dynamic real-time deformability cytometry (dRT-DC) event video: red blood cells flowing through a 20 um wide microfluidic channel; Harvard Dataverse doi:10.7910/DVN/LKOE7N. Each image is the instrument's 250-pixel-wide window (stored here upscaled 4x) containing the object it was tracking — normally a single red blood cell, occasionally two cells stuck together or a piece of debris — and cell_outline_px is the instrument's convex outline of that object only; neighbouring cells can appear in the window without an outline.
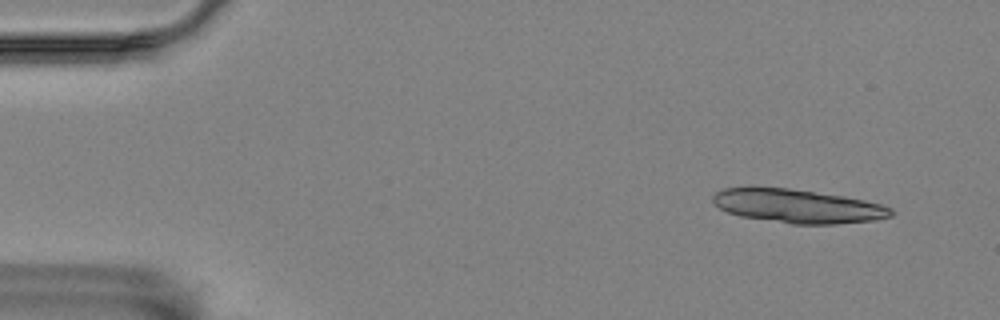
{"species": "Egyptian fruit bat (a non-hibernating species)", "species_latin": "Rousettus aegyptiacus", "temperature_condition": "room temperature", "stored_images_in_passage": 13, "camera_frame_rate_fps": 3000, "um_per_image_px": 0.085, "animal": {"sex": "female"}, "frame": {"image": 1, "passage_image": 1, "time_ms": 0.0, "image_size_px": [1000, 320], "cell_outline_px": [[896, 212], [892, 216], [876, 220], [836, 224], [792, 224], [740, 216], [728, 212], [720, 208], [712, 200], [712, 196], [716, 192], [724, 188], [752, 184], [788, 188], [844, 196], [864, 200], [880, 204], [892, 208]], "centroid_in_image_um": [67.76, 17.49], "position_along_channel_um": 17.2, "area_um2": 35.72}}
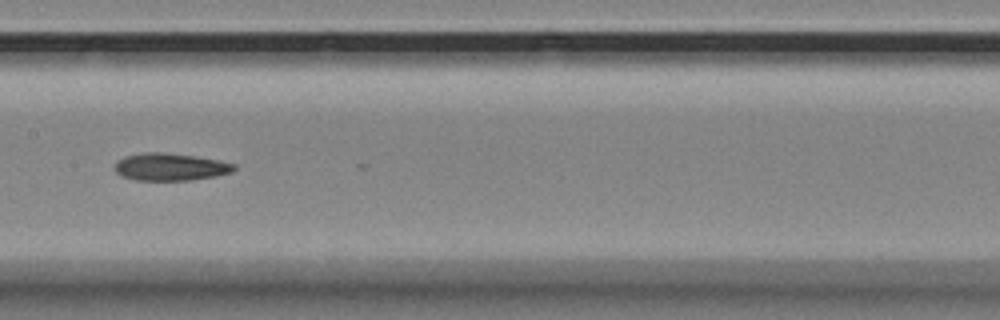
{"frame": {"image": 2, "passage_image": 7, "time_ms": 2.0, "image_size_px": [1000, 320], "cell_outline_px": [[236, 168], [232, 172], [216, 176], [192, 180], [136, 180], [124, 176], [116, 172], [116, 160], [124, 156], [148, 152], [160, 152], [192, 156], [216, 160], [236, 164]], "centroid_in_image_um": [14.48, 14.19], "position_along_channel_um": 192.9, "area_um2": 18.79}}
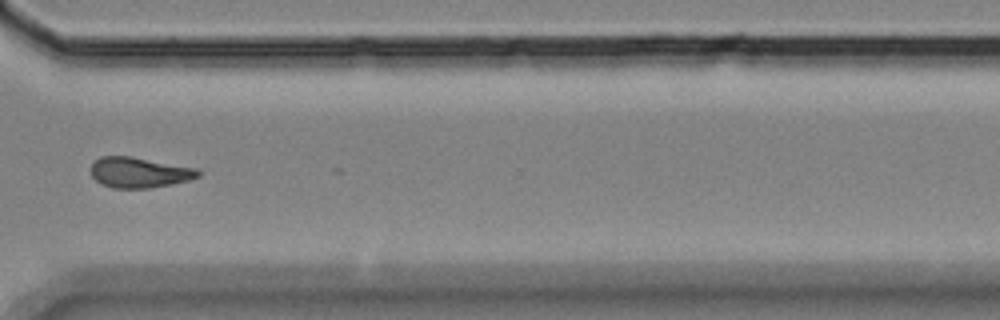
{"frame": {"image": 3, "passage_image": 11, "time_ms": 3.333, "image_size_px": [1000, 320], "cell_outline_px": [[200, 176], [188, 180], [152, 188], [112, 188], [96, 180], [92, 176], [88, 168], [100, 156], [132, 156], [196, 168], [200, 172]], "centroid_in_image_um": [11.8, 14.65], "position_along_channel_um": 358.8, "area_um2": 19.07}}